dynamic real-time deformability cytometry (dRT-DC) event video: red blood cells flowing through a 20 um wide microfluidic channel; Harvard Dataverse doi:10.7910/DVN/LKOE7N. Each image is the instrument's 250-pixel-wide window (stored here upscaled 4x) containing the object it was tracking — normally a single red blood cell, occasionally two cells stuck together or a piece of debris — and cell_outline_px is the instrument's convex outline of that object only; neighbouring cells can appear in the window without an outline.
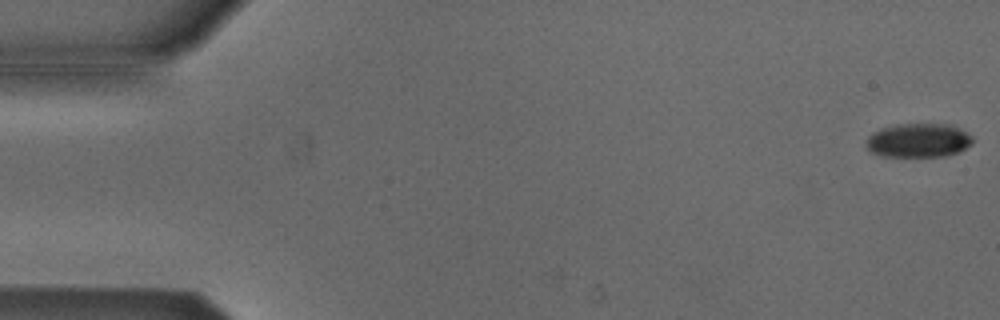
{"species": "Egyptian fruit bat (a non-hibernating species)", "species_latin": "Rousettus aegyptiacus", "temperature_condition": "cold", "stored_images_in_passage": 14, "camera_frame_rate_fps": 3000, "um_per_image_px": 0.085, "animal": {"sex": "male"}, "frame": {"image": 1, "passage_image": 1, "time_ms": 0.0, "image_size_px": [1000, 320], "cell_outline_px": [[972, 144], [960, 152], [948, 156], [884, 156], [872, 152], [868, 148], [868, 136], [872, 132], [896, 124], [948, 124], [972, 136]], "centroid_in_image_um": [78.09, 11.94], "position_along_channel_um": 6.9, "area_um2": 20.81}}